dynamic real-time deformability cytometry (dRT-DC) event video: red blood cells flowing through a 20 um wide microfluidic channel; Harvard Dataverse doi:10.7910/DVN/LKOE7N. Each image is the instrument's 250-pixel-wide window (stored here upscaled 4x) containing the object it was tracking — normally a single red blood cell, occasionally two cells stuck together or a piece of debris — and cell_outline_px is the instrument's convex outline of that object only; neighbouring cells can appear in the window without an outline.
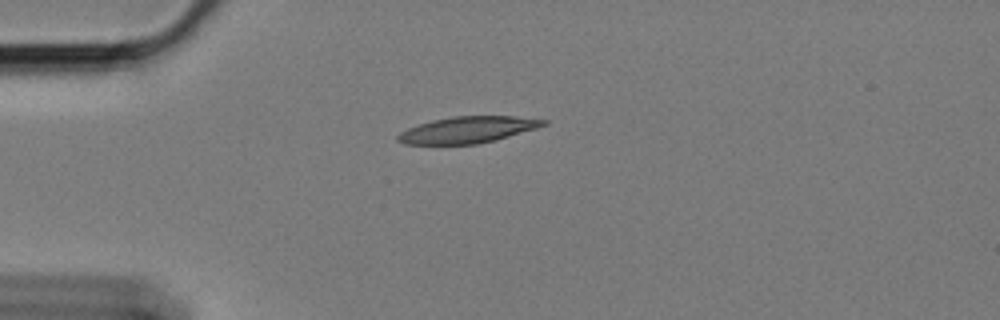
{"species": "Egyptian fruit bat (a non-hibernating species)", "species_latin": "Rousettus aegyptiacus", "temperature_condition": "cold", "stored_images_in_passage": 45, "camera_frame_rate_fps": 3000, "um_per_image_px": 0.085, "animal": {"sex": "female"}, "frame": {"image": 1, "passage_image": 1, "time_ms": 0.0, "image_size_px": [1000, 320], "cell_outline_px": [[548, 124], [536, 128], [496, 140], [476, 144], [404, 144], [396, 140], [396, 136], [400, 132], [408, 128], [432, 120], [452, 116], [516, 116], [548, 120]], "centroid_in_image_um": [39.75, 11.03], "position_along_channel_um": 45.2, "area_um2": 22.43}}
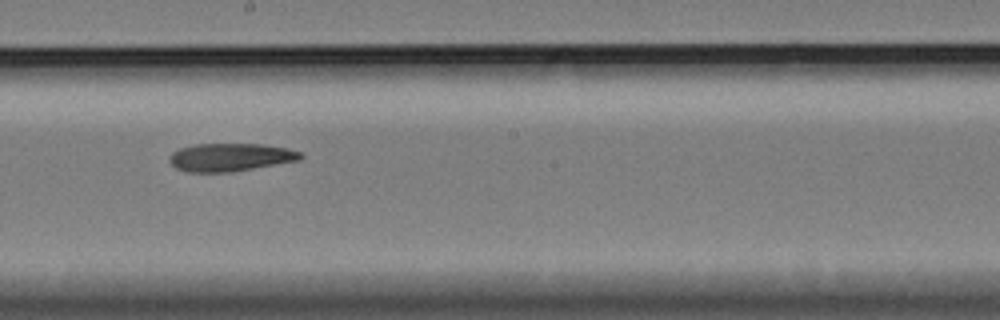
{"frame": {"image": 2, "passage_image": 19, "time_ms": 6.0, "image_size_px": [1000, 320], "cell_outline_px": [[304, 156], [300, 160], [228, 172], [188, 172], [176, 168], [168, 160], [168, 156], [172, 152], [180, 148], [196, 144], [260, 144], [288, 148], [300, 152]], "centroid_in_image_um": [19.55, 13.36], "position_along_channel_um": 228.6, "area_um2": 21.27}}
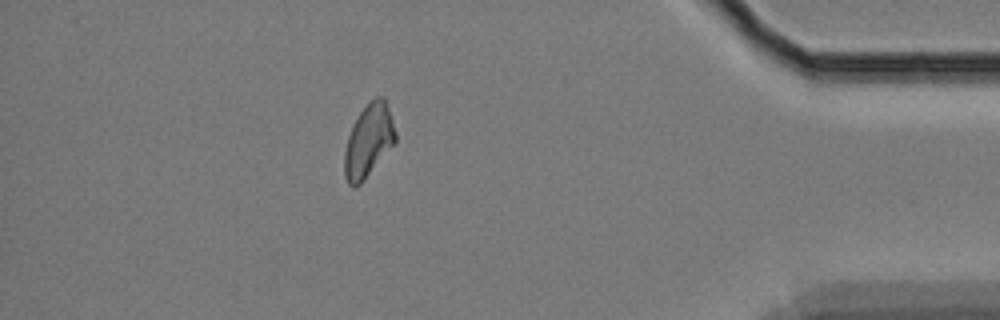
{"frame": {"image": 3, "passage_image": 38, "time_ms": 12.333, "image_size_px": [1000, 320], "cell_outline_px": [[396, 140], [364, 180], [360, 184], [352, 188], [348, 184], [344, 176], [344, 152], [348, 136], [352, 124], [360, 112], [376, 96], [384, 96], [396, 132]], "centroid_in_image_um": [31.3, 11.98], "position_along_channel_um": 403.9, "area_um2": 21.39}, "authors_computed_cell_mechanics": {"area_um2": 21.8484, "velocity_mm_per_s": 3.3891, "shape_relaxation_time_tau1_ms": 11.0608, "shape_relaxation_time_tau2_ms": null, "deformation_change_tau1": 0.2127, "deformation_change_tau2": null}}